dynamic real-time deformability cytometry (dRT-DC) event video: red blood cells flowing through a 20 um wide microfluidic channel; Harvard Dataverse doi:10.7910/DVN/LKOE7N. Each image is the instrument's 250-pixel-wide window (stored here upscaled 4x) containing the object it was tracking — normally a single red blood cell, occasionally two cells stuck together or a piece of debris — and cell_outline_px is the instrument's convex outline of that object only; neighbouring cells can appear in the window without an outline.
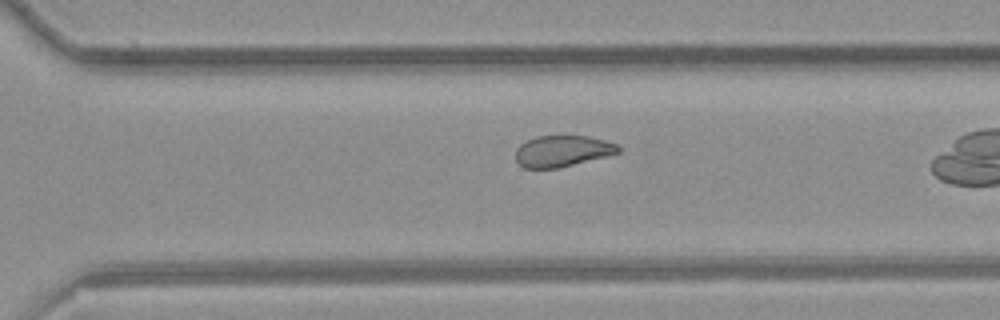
{"species": "common noctule bat (a hibernating species)", "species_latin": "Nyctalus noctula", "temperature_condition": "room temperature", "stored_images_in_passage": 32, "camera_frame_rate_fps": 3000, "um_per_image_px": 0.085, "animal": {"sex": "female", "body_mass_g": 21.9}, "frame": {"image": 1, "passage_image": 28, "time_ms": 9.0, "image_size_px": [1000, 320], "cell_outline_px": [[620, 152], [608, 156], [560, 168], [524, 168], [516, 160], [516, 148], [520, 144], [536, 136], [588, 136], [604, 140], [616, 144], [620, 148]], "centroid_in_image_um": [47.81, 12.85], "position_along_channel_um": 322.8, "area_um2": 18.73}}